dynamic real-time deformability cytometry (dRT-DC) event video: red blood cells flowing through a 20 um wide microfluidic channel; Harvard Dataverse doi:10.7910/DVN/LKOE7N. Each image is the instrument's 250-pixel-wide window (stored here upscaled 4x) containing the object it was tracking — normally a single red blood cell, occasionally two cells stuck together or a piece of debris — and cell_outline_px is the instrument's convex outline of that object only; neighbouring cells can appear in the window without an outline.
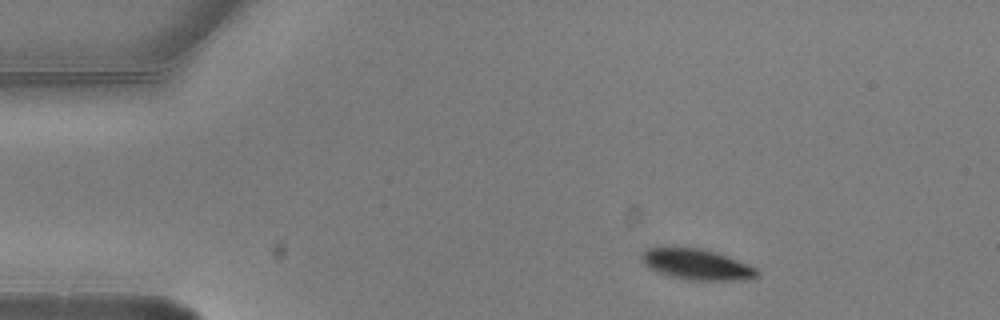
{"species": "common noctule bat (a hibernating species)", "species_latin": "Nyctalus noctula", "temperature_condition": "warm", "stored_images_in_passage": 3, "camera_frame_rate_fps": 3000, "um_per_image_px": 0.085, "animal": {"sex": "male", "body_mass_g": 20.5, "forearm_length_mm": 52.5}, "frame": {"image": 1, "passage_image": 1, "time_ms": 0.0, "image_size_px": [1000, 320], "cell_outline_px": [[760, 276], [744, 280], [692, 280], [672, 276], [656, 272], [648, 268], [640, 260], [640, 256], [648, 248], [704, 248], [728, 256], [748, 264], [756, 268], [760, 272]], "centroid_in_image_um": [59.25, 22.48], "position_along_channel_um": 25.7, "area_um2": 20.69}}